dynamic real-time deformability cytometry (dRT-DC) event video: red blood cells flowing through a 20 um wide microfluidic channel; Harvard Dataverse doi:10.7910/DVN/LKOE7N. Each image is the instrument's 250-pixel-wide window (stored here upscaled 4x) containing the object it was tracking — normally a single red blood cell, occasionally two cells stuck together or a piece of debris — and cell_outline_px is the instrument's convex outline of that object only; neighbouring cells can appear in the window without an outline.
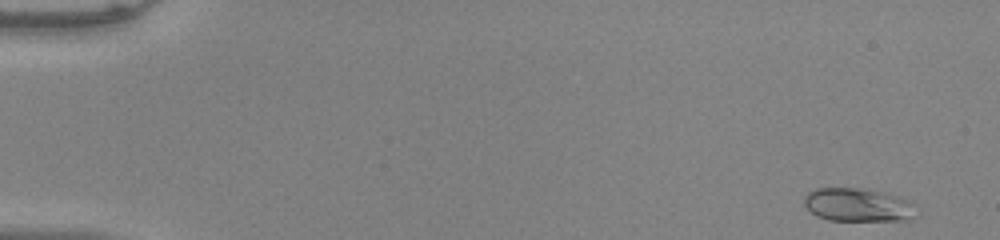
{"species": "common noctule bat (a hibernating species)", "species_latin": "Nyctalus noctula", "temperature_condition": "warm", "stored_images_in_passage": 50, "camera_frame_rate_fps": 3000, "um_per_image_px": 0.085, "animal": {"sex": "male", "body_mass_g": 20.0, "forearm_length_mm": 53.3}, "frame": {"image": 1, "passage_image": 1, "time_ms": 0.0, "image_size_px": [1000, 240], "cell_outline_px": [[920, 212], [908, 220], [828, 220], [816, 216], [804, 204], [804, 196], [808, 192], [816, 188], [860, 188], [884, 192], [900, 196], [908, 200]], "centroid_in_image_um": [72.95, 17.41], "position_along_channel_um": 12.0, "area_um2": 21.96}}
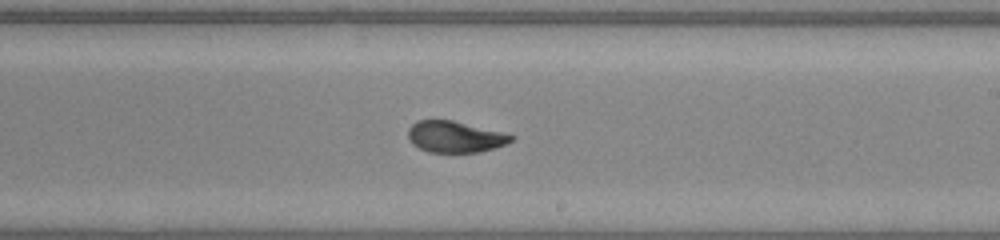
{"frame": {"image": 2, "passage_image": 30, "time_ms": 9.667, "image_size_px": [1000, 240], "cell_outline_px": [[516, 136], [512, 140], [504, 144], [492, 148], [476, 152], [428, 152], [412, 144], [408, 140], [408, 128], [416, 120], [452, 120]], "centroid_in_image_um": [38.6, 11.62], "position_along_channel_um": 250.4, "area_um2": 18.55}}
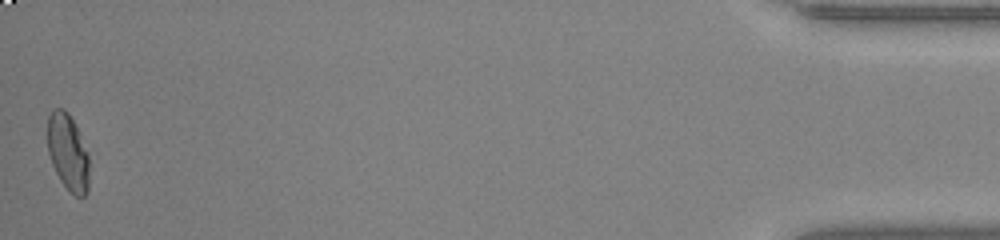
{"frame": {"image": 3, "passage_image": 50, "time_ms": 16.333, "image_size_px": [1000, 240], "cell_outline_px": [[88, 192], [84, 196], [76, 196], [68, 192], [60, 180], [52, 164], [48, 152], [48, 116], [56, 108], [64, 108], [68, 112], [88, 152]], "centroid_in_image_um": [5.77, 12.98], "position_along_channel_um": 429.4, "area_um2": 18.44}, "authors_computed_cell_mechanics": {"area_um2": 19.8543, "velocity_mm_per_s": 4.001, "shape_relaxation_time_tau1_ms": 5.4235, "shape_relaxation_time_tau2_ms": 1.0045, "deformation_change_tau1": 0.1934, "deformation_change_tau2": 0.0491}}